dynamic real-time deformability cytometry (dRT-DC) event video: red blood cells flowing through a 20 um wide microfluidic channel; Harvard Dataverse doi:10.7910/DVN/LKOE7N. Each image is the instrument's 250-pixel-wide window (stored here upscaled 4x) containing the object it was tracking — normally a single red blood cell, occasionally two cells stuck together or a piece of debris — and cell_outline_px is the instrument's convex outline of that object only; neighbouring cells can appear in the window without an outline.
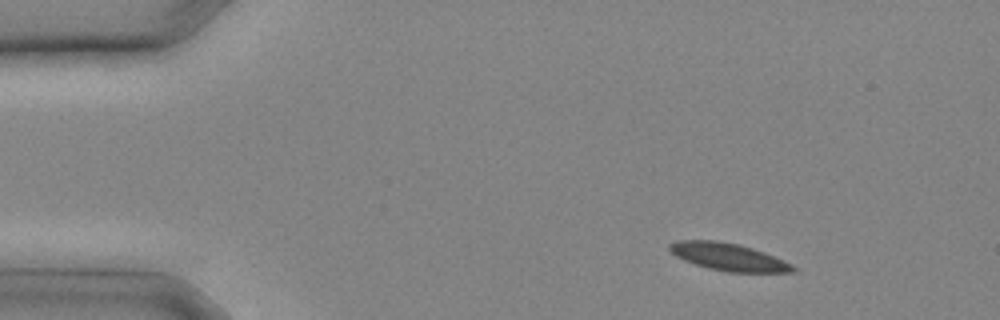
{"species": "common noctule bat (a hibernating species)", "species_latin": "Nyctalus noctula", "temperature_condition": "cold", "stored_images_in_passage": 9, "camera_frame_rate_fps": 3000, "um_per_image_px": 0.085, "animal": {"sex": "male", "body_mass_g": 20.4}, "frame": {"image": 1, "passage_image": 3, "time_ms": 0.667, "image_size_px": [1000, 320], "cell_outline_px": [[796, 272], [728, 272], [708, 268], [684, 260], [676, 256], [668, 248], [668, 244], [676, 240], [716, 240], [740, 244], [764, 252], [796, 268]], "centroid_in_image_um": [61.85, 21.82], "position_along_channel_um": 23.2, "area_um2": 19.48}}
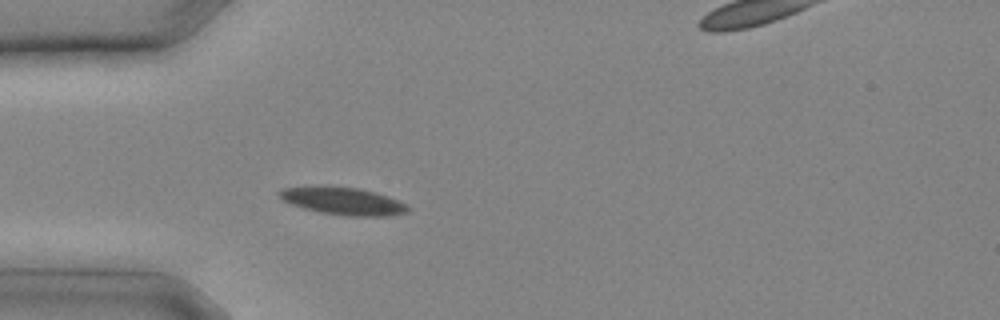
{"frame": {"image": 2, "passage_image": 7, "time_ms": 2.0, "image_size_px": [1000, 320], "cell_outline_px": [[408, 212], [388, 216], [348, 216], [320, 212], [304, 208], [280, 200], [276, 192], [284, 188], [360, 188], [376, 192], [388, 196], [408, 204]], "centroid_in_image_um": [29.21, 17.12], "position_along_channel_um": 55.8, "area_um2": 20.06}}